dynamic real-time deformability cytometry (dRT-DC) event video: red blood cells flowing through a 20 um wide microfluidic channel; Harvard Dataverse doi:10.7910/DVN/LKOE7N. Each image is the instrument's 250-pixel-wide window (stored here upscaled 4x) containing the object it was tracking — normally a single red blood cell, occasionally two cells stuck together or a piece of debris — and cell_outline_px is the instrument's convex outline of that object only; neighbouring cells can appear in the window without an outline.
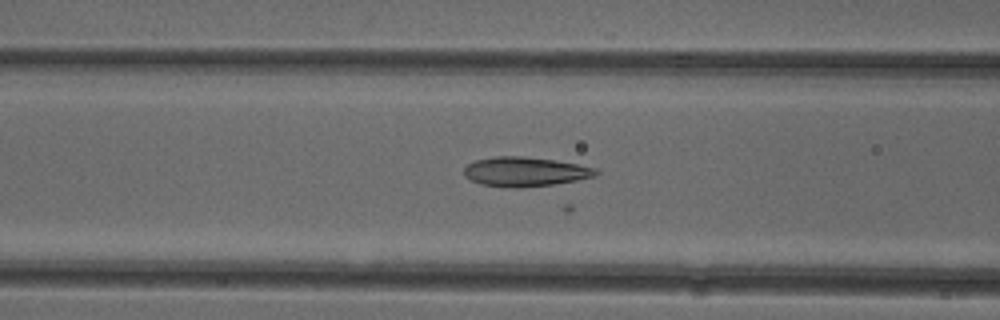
{"species": "common noctule bat (a hibernating species)", "species_latin": "Nyctalus noctula", "temperature_condition": "cold", "stored_images_in_passage": 33, "camera_frame_rate_fps": 3000, "um_per_image_px": 0.085, "animal": {"sex": "female"}, "frame": {"image": 1, "passage_image": 20, "time_ms": 6.333, "image_size_px": [1000, 320], "cell_outline_px": [[600, 172], [596, 176], [576, 180], [552, 184], [480, 184], [464, 176], [464, 168], [468, 164], [476, 160], [492, 156], [524, 156], [552, 160], [576, 164], [596, 168]], "centroid_in_image_um": [44.65, 14.53], "position_along_channel_um": 121.9, "area_um2": 21.39}}
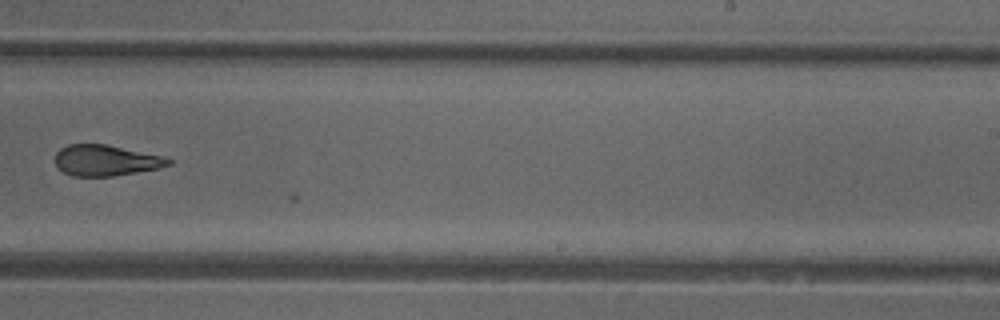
{"frame": {"image": 2, "passage_image": 32, "time_ms": 10.333, "image_size_px": [1000, 320], "cell_outline_px": [[172, 164], [160, 168], [112, 176], [72, 176], [64, 172], [56, 164], [56, 152], [60, 148], [68, 144], [104, 144], [164, 156], [172, 160]], "centroid_in_image_um": [9.01, 13.63], "position_along_channel_um": 280.0, "area_um2": 20.29}}